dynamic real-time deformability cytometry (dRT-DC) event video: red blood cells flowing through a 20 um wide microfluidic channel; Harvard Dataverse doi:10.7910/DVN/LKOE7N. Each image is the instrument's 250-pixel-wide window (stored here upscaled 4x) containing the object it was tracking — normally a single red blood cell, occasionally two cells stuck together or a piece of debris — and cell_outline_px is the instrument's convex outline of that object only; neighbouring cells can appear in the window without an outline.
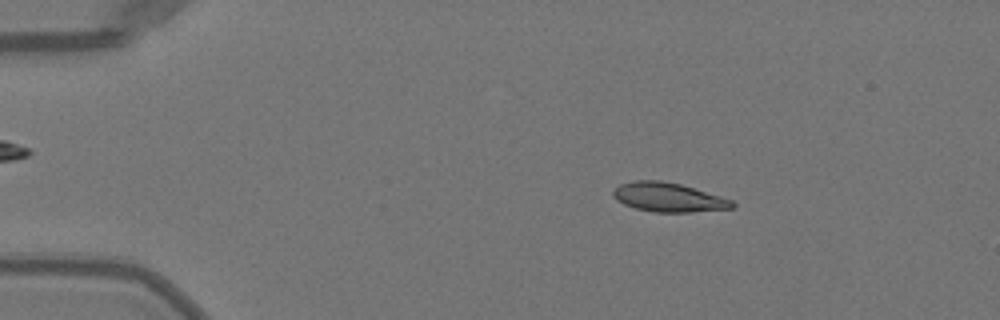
{"species": "Egyptian fruit bat (a non-hibernating species)", "species_latin": "Rousettus aegyptiacus", "temperature_condition": "warm", "stored_images_in_passage": 50, "camera_frame_rate_fps": 3000, "um_per_image_px": 0.085, "animal": {"sex": "female"}, "frame": {"image": 1, "passage_image": 8, "time_ms": 2.333, "image_size_px": [1000, 320], "cell_outline_px": [[736, 204], [732, 208], [692, 212], [656, 212], [636, 208], [624, 204], [616, 200], [612, 196], [612, 192], [620, 184], [636, 180], [660, 180], [680, 184], [720, 196], [732, 200]], "centroid_in_image_um": [56.8, 16.77], "position_along_channel_um": 28.2, "area_um2": 20.06}}
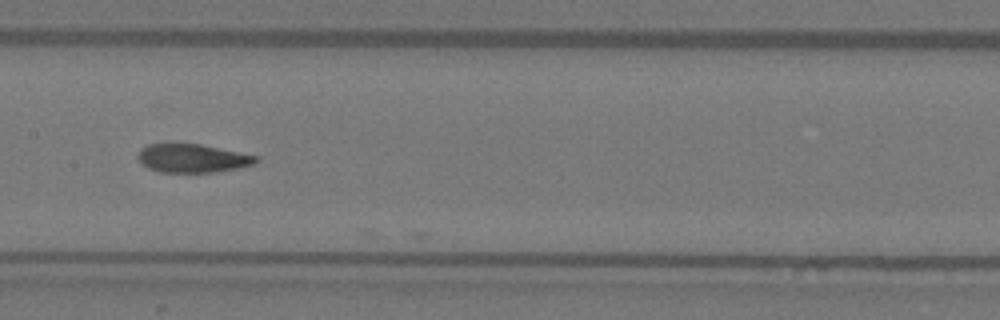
{"frame": {"image": 2, "passage_image": 25, "time_ms": 8.0, "image_size_px": [1000, 320], "cell_outline_px": [[260, 160], [252, 164], [240, 168], [216, 172], [160, 172], [148, 168], [140, 160], [140, 148], [148, 144], [200, 144], [260, 156]], "centroid_in_image_um": [16.43, 13.45], "position_along_channel_um": 191.0, "area_um2": 19.48}}
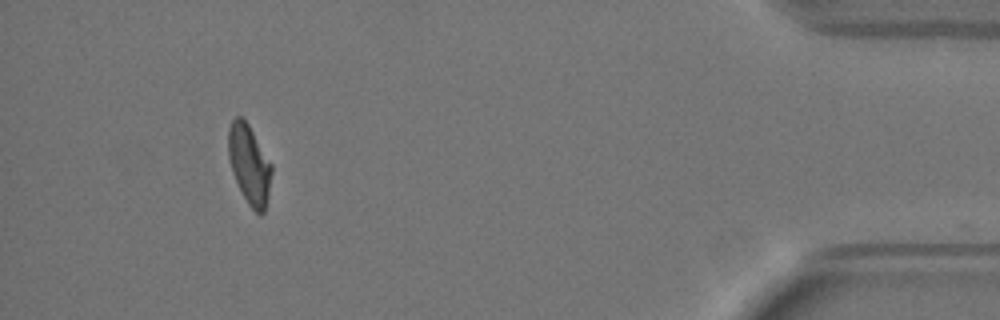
{"frame": {"image": 3, "passage_image": 46, "time_ms": 15.0, "image_size_px": [1000, 320], "cell_outline_px": [[272, 172], [268, 196], [264, 212], [260, 216], [248, 204], [232, 172], [228, 156], [228, 128], [232, 120], [236, 116], [240, 116], [248, 124], [272, 164]], "centroid_in_image_um": [21.19, 13.97], "position_along_channel_um": 414.0, "area_um2": 19.83}, "authors_computed_cell_mechanics": {"area_um2": 19.941, "velocity_mm_per_s": 3.9988, "shape_relaxation_time_tau1_ms": null, "shape_relaxation_time_tau2_ms": 2.5531, "deformation_change_tau1": null, "deformation_change_tau2": 0.0693}}